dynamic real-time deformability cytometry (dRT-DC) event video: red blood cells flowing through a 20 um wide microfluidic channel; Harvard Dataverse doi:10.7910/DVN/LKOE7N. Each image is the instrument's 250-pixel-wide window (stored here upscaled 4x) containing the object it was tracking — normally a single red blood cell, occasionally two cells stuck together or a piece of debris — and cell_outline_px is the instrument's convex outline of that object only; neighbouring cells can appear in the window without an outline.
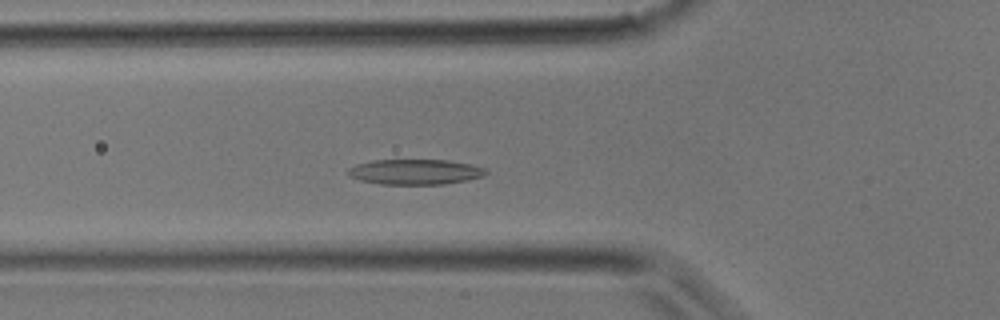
{"species": "common noctule bat (a hibernating species)", "species_latin": "Nyctalus noctula", "temperature_condition": "room temperature", "stored_images_in_passage": 34, "camera_frame_rate_fps": 3000, "um_per_image_px": 0.085, "animal": {"sex": "male", "body_mass_g": 17.9}, "frame": {"image": 1, "passage_image": 10, "time_ms": 3.0, "image_size_px": [1000, 320], "cell_outline_px": [[488, 172], [484, 176], [468, 180], [444, 184], [380, 184], [360, 180], [348, 176], [348, 168], [356, 164], [372, 160], [448, 160], [472, 164], [484, 168]], "centroid_in_image_um": [35.29, 14.6], "position_along_channel_um": 90.5, "area_um2": 20.4}}
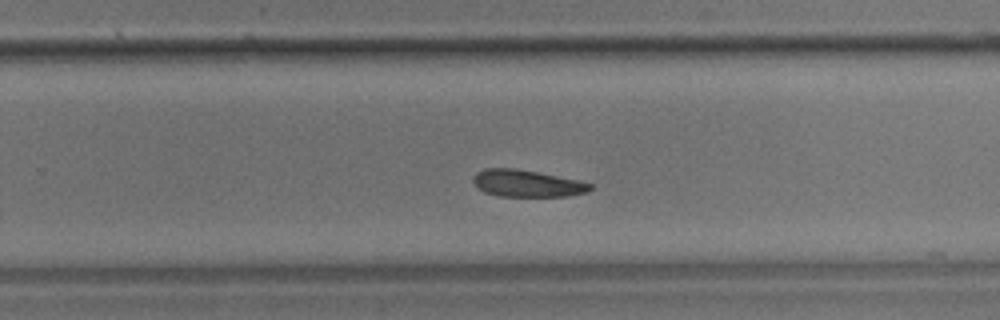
{"frame": {"image": 2, "passage_image": 21, "time_ms": 6.667, "image_size_px": [1000, 320], "cell_outline_px": [[592, 188], [584, 192], [568, 196], [500, 196], [484, 192], [472, 180], [476, 172], [484, 168], [516, 168], [576, 180], [592, 184]], "centroid_in_image_um": [44.75, 15.58], "position_along_channel_um": 285.1, "area_um2": 18.03}}
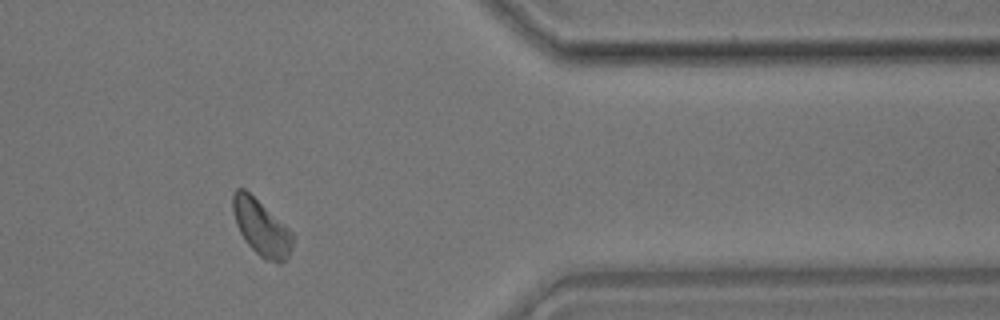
{"frame": {"image": 3, "passage_image": 28, "time_ms": 9.0, "image_size_px": [1000, 320], "cell_outline_px": [[292, 248], [288, 256], [280, 264], [276, 264], [264, 260], [248, 244], [240, 232], [236, 224], [232, 212], [232, 192], [236, 188], [244, 188], [288, 228], [292, 232]], "centroid_in_image_um": [22.18, 19.36], "position_along_channel_um": 389.2, "area_um2": 19.31}}